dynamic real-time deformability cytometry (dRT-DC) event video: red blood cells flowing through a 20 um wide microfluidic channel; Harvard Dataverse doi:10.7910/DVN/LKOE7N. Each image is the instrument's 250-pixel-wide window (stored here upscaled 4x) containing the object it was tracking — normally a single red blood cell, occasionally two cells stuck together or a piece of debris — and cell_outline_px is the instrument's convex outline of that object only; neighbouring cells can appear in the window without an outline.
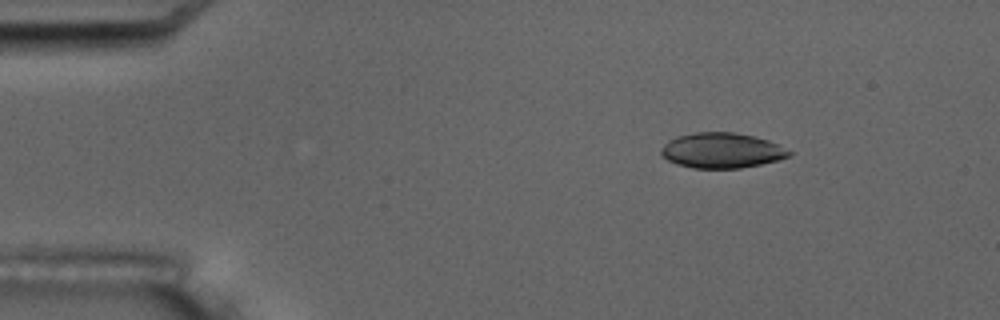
{"species": "common noctule bat (a hibernating species)", "species_latin": "Nyctalus noctula", "temperature_condition": "room temperature", "stored_images_in_passage": 6, "camera_frame_rate_fps": 3000, "um_per_image_px": 0.085, "animal": {"sex": "male", "body_mass_g": 17.5, "forearm_length_mm": 52.3}, "frame": {"image": 1, "passage_image": 3, "time_ms": 2.0, "image_size_px": [1000, 320], "cell_outline_px": [[792, 156], [760, 164], [740, 168], [692, 168], [676, 164], [660, 156], [660, 148], [668, 140], [676, 136], [696, 132], [732, 132], [752, 136], [768, 140], [792, 152]], "centroid_in_image_um": [61.29, 12.79], "position_along_channel_um": 23.7, "area_um2": 26.3}}